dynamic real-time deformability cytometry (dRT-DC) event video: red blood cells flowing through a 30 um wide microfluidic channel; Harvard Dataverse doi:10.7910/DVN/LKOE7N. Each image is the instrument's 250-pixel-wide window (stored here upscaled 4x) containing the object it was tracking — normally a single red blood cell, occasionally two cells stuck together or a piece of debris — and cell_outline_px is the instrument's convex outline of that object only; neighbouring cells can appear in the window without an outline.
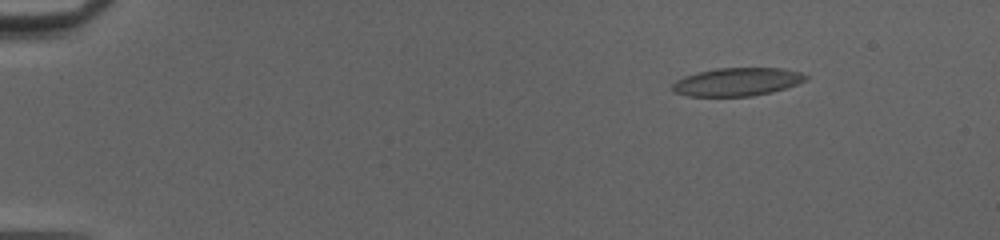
{"species": "common noctule bat (a hibernating species)", "species_latin": "Nyctalus noctula", "temperature_condition": "cold", "stored_images_in_passage": 53, "camera_frame_rate_fps": 3000, "um_per_image_px": 0.085, "animal": {"sex": "female", "body_mass_g": 20.0, "forearm_length_mm": 54.0}, "frame": {"image": 1, "passage_image": 8, "time_ms": 2.333, "image_size_px": [1000, 240], "cell_outline_px": [[808, 80], [772, 92], [752, 96], [688, 96], [672, 92], [672, 84], [676, 80], [684, 76], [716, 68], [784, 68], [800, 72], [808, 76]], "centroid_in_image_um": [62.65, 6.96], "position_along_channel_um": 22.3, "area_um2": 21.91}}
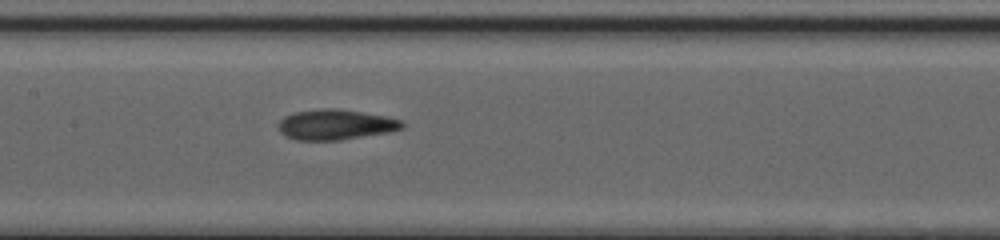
{"frame": {"image": 2, "passage_image": 28, "time_ms": 9.0, "image_size_px": [1000, 240], "cell_outline_px": [[404, 128], [388, 132], [340, 140], [296, 140], [284, 136], [280, 132], [280, 120], [284, 116], [296, 112], [324, 108], [336, 108], [384, 116], [404, 120]], "centroid_in_image_um": [28.53, 10.6], "position_along_channel_um": 178.9, "area_um2": 21.73}}
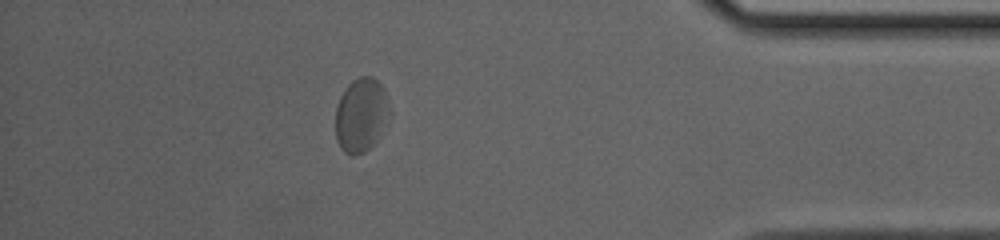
{"frame": {"image": 3, "passage_image": 47, "time_ms": 15.333, "image_size_px": [1000, 240], "cell_outline_px": [[392, 112], [372, 144], [364, 152], [352, 156], [344, 152], [340, 148], [336, 140], [336, 108], [340, 96], [348, 84], [352, 80], [360, 76], [372, 76], [384, 88]], "centroid_in_image_um": [30.69, 9.75], "position_along_channel_um": 404.5, "area_um2": 23.29}, "authors_computed_cell_mechanics": {"area_um2": 21.8484, "velocity_mm_per_s": 4.0958, "shape_relaxation_time_tau1_ms": 8.8303, "shape_relaxation_time_tau2_ms": 1.791, "deformation_change_tau1": 0.177, "deformation_change_tau2": 0.0801}}